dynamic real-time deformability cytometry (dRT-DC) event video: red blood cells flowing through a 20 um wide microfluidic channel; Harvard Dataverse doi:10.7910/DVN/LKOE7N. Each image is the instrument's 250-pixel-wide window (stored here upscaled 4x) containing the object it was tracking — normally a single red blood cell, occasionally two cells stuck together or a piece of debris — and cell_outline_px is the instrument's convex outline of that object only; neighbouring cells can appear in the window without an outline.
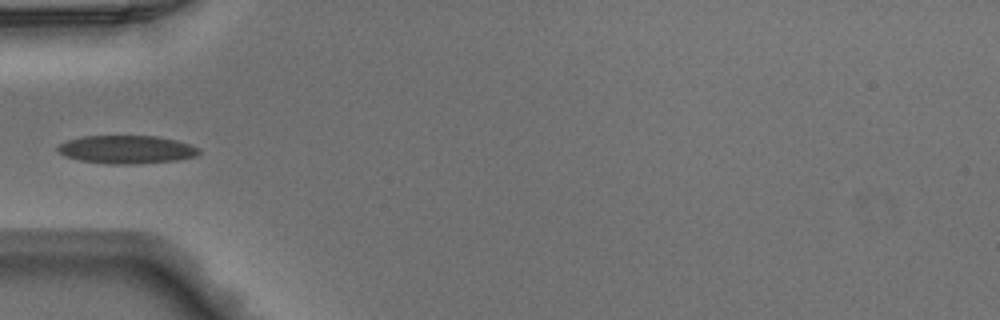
{"species": "Egyptian fruit bat (a non-hibernating species)", "species_latin": "Rousettus aegyptiacus", "temperature_condition": "warm", "stored_images_in_passage": 4, "camera_frame_rate_fps": 3000, "um_per_image_px": 0.085, "animal": {"sex": "male"}, "frame": {"image": 1, "passage_image": 1, "time_ms": 0.0, "image_size_px": [1000, 320], "cell_outline_px": [[200, 152], [196, 156], [176, 160], [132, 164], [108, 164], [80, 160], [64, 156], [56, 148], [60, 144], [68, 140], [80, 136], [156, 136], [176, 140], [200, 148]], "centroid_in_image_um": [10.75, 12.7], "position_along_channel_um": 74.3, "area_um2": 23.06}}